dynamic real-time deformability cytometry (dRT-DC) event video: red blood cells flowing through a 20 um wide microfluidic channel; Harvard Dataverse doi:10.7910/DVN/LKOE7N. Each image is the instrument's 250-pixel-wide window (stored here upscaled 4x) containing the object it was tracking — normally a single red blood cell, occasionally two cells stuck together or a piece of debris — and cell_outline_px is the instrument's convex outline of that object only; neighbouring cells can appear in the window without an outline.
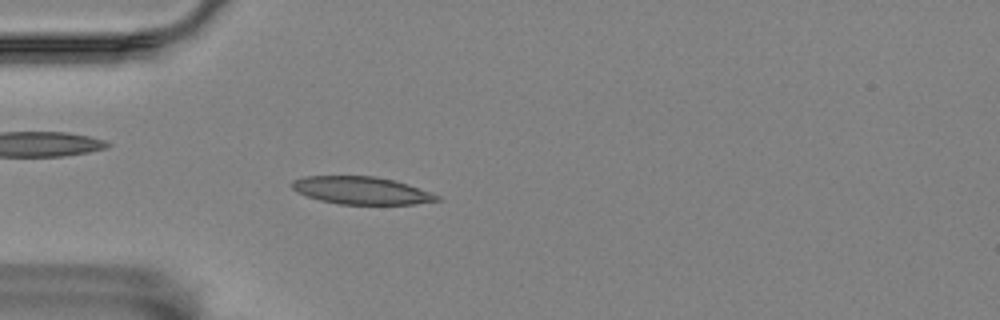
{"species": "Egyptian fruit bat (a non-hibernating species)", "species_latin": "Rousettus aegyptiacus", "temperature_condition": "room temperature", "stored_images_in_passage": 55, "camera_frame_rate_fps": 3000, "um_per_image_px": 0.085, "animal": {"sex": "female"}, "frame": {"image": 1, "passage_image": 15, "time_ms": 4.667, "image_size_px": [1000, 320], "cell_outline_px": [[444, 200], [416, 204], [340, 204], [320, 200], [296, 192], [288, 184], [292, 180], [304, 176], [376, 176], [392, 180], [432, 192], [440, 196]], "centroid_in_image_um": [30.71, 16.19], "position_along_channel_um": 54.3, "area_um2": 23.41}}
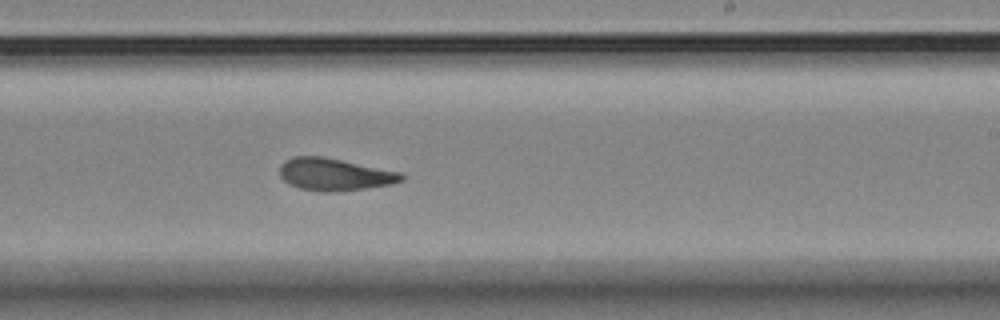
{"frame": {"image": 2, "passage_image": 33, "time_ms": 10.667, "image_size_px": [1000, 320], "cell_outline_px": [[404, 180], [388, 184], [364, 188], [336, 192], [320, 192], [300, 188], [288, 184], [280, 176], [280, 164], [284, 160], [292, 156], [320, 156], [404, 172]], "centroid_in_image_um": [28.42, 14.82], "position_along_channel_um": 260.6, "area_um2": 23.0}}
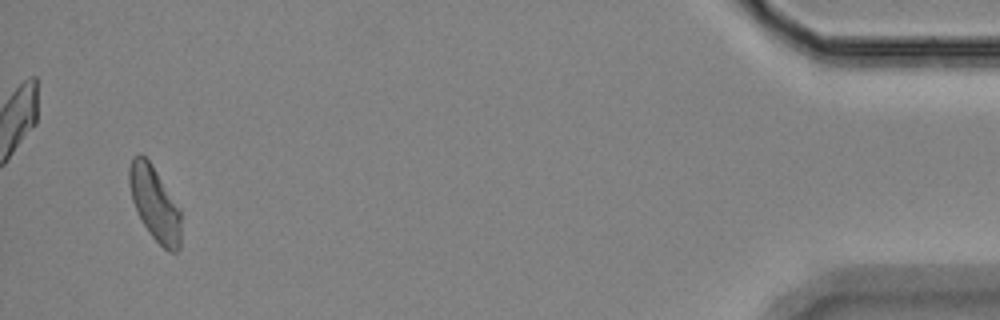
{"frame": {"image": 3, "passage_image": 53, "time_ms": 17.333, "image_size_px": [1000, 320], "cell_outline_px": [[180, 248], [176, 252], [168, 252], [148, 232], [132, 200], [128, 184], [128, 168], [132, 156], [140, 152], [152, 164], [180, 208]], "centroid_in_image_um": [13.13, 17.27], "position_along_channel_um": 422.1, "area_um2": 22.37}, "authors_computed_cell_mechanics": {"area_um2": 22.7732, "velocity_mm_per_s": 3.5478, "shape_relaxation_time_tau1_ms": 5.6344, "shape_relaxation_time_tau2_ms": 2.4489, "deformation_change_tau1": 0.1368, "deformation_change_tau2": 0.093}}